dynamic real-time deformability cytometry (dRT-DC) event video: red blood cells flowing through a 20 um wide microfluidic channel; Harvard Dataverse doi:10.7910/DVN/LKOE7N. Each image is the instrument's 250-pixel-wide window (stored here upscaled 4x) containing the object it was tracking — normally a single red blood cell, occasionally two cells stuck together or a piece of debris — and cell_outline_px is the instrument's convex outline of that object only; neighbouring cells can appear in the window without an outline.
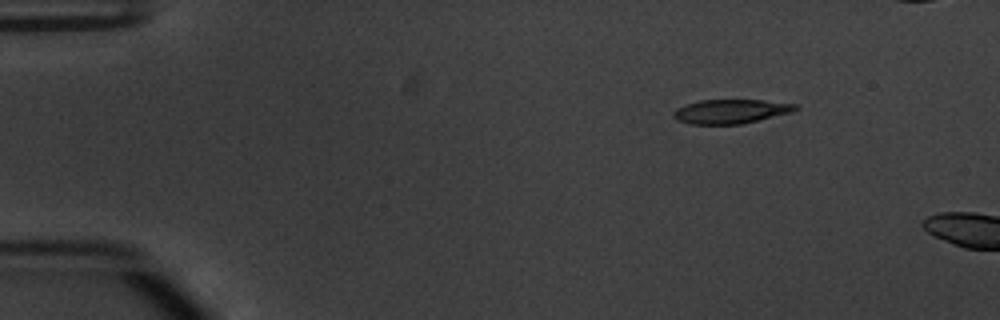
{"species": "common noctule bat (a hibernating species)", "species_latin": "Nyctalus noctula", "temperature_condition": "warm", "stored_images_in_passage": 5, "camera_frame_rate_fps": 3000, "um_per_image_px": 0.085, "animal": {"sex": "male", "body_mass_g": 20.1, "forearm_length_mm": 53.5}, "frame": {"image": 1, "passage_image": 1, "time_ms": 0.0, "image_size_px": [1000, 320], "cell_outline_px": [[800, 108], [792, 112], [740, 124], [688, 124], [676, 120], [672, 116], [672, 112], [676, 108], [684, 104], [700, 100], [760, 100], [796, 104]], "centroid_in_image_um": [62.05, 9.47], "position_along_channel_um": 22.9, "area_um2": 17.22}}